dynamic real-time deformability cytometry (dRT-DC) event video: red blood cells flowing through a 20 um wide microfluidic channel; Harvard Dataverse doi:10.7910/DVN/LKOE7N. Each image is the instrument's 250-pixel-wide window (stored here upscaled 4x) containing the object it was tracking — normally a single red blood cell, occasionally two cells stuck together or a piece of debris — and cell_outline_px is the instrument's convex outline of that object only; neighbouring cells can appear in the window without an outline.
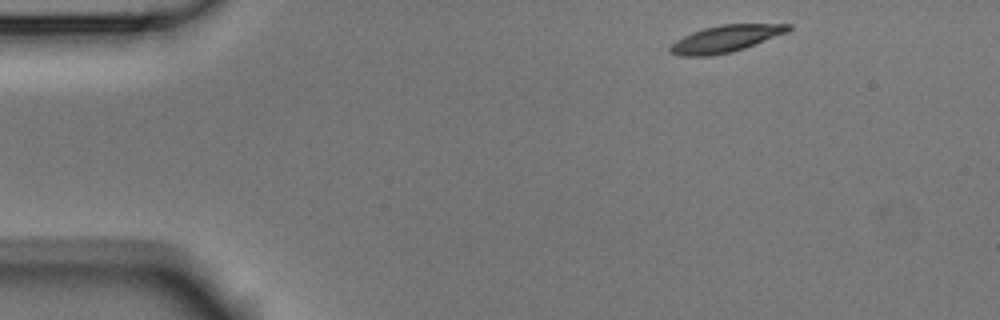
{"species": "Egyptian fruit bat (a non-hibernating species)", "species_latin": "Rousettus aegyptiacus", "temperature_condition": "room temperature", "stored_images_in_passage": 3, "camera_frame_rate_fps": 3000, "um_per_image_px": 0.085, "animal": {"sex": "male"}, "frame": {"image": 1, "passage_image": 1, "time_ms": 0.0, "image_size_px": [1000, 320], "cell_outline_px": [[792, 28], [788, 32], [744, 48], [732, 52], [712, 56], [680, 56], [668, 52], [668, 48], [676, 40], [692, 32], [704, 28], [720, 24], [792, 24]], "centroid_in_image_um": [61.66, 3.3], "position_along_channel_um": 23.3, "area_um2": 18.55}}